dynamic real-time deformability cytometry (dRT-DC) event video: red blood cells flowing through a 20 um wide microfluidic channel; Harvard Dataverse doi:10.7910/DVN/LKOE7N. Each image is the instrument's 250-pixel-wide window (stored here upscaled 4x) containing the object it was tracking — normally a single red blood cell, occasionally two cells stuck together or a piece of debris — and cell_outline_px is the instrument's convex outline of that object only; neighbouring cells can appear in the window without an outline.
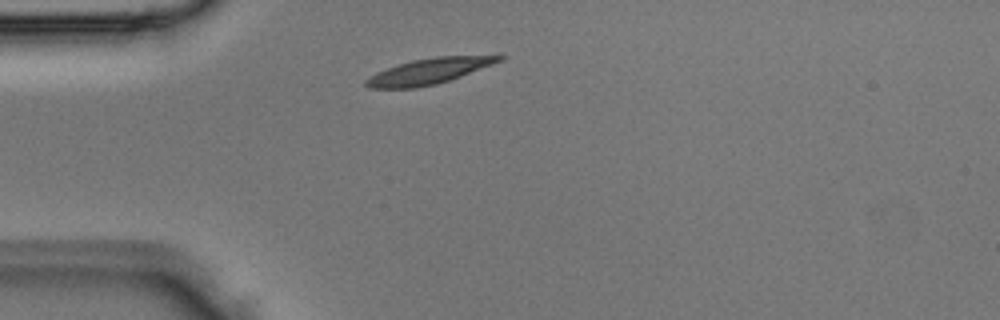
{"species": "Egyptian fruit bat (a non-hibernating species)", "species_latin": "Rousettus aegyptiacus", "temperature_condition": "room temperature", "stored_images_in_passage": 1, "camera_frame_rate_fps": 3000, "um_per_image_px": 0.085, "animal": {"sex": "male"}, "frame": {"image": 1, "passage_image": 1, "time_ms": 0.0, "image_size_px": [1000, 320], "cell_outline_px": [[508, 56], [504, 60], [460, 76], [436, 84], [412, 88], [368, 88], [364, 84], [364, 80], [368, 76], [376, 72], [412, 60], [436, 56]], "centroid_in_image_um": [36.42, 6.05], "position_along_channel_um": 48.6, "area_um2": 19.65}}